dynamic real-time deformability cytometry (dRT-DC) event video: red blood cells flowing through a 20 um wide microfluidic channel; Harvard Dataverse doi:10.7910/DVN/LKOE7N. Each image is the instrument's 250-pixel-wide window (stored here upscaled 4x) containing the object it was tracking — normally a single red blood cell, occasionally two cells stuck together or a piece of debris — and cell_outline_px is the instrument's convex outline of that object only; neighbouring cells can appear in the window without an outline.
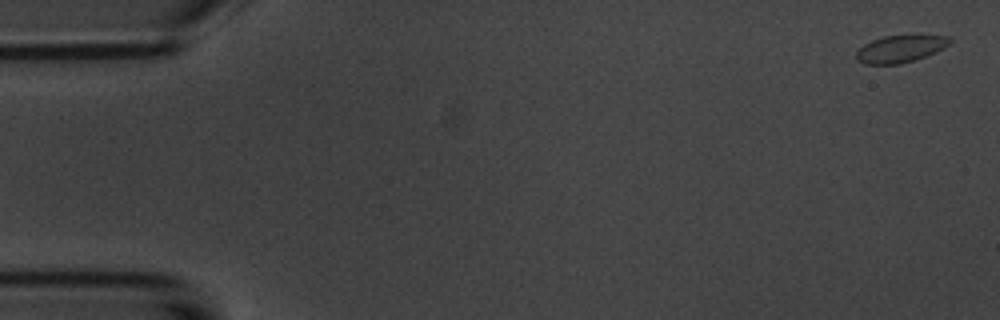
{"species": "common noctule bat (a hibernating species)", "species_latin": "Nyctalus noctula", "temperature_condition": "room temperature", "stored_images_in_passage": 5, "camera_frame_rate_fps": 3000, "um_per_image_px": 0.085, "animal": {"sex": "male", "body_mass_g": 20.1, "forearm_length_mm": 53.5}, "frame": {"image": 1, "passage_image": 1, "time_ms": 0.0, "image_size_px": [1000, 320], "cell_outline_px": [[952, 40], [944, 48], [924, 56], [900, 64], [864, 64], [856, 60], [856, 52], [864, 44], [872, 40], [884, 36], [948, 36]], "centroid_in_image_um": [76.47, 4.16], "position_along_channel_um": 8.5, "area_um2": 14.45}}